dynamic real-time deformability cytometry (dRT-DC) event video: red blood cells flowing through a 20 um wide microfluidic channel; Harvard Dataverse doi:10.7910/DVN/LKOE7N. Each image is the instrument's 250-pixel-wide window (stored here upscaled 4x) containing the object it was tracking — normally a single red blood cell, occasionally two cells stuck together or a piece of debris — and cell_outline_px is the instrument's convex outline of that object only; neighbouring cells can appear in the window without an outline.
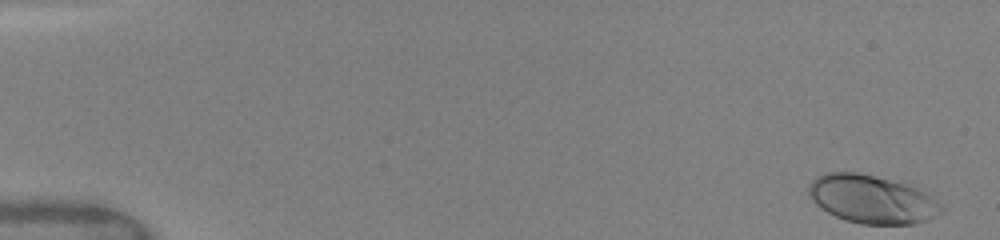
{"species": "human", "species_latin": "Homo sapiens", "temperature_condition": "warm", "stored_images_in_passage": 8, "camera_frame_rate_fps": 3000, "um_per_image_px": 0.085, "donor": {"sex": "female"}, "frame": {"image": 1, "passage_image": 1, "time_ms": 0.0, "image_size_px": [1000, 240], "cell_outline_px": [[944, 212], [928, 220], [912, 224], [860, 224], [844, 220], [820, 208], [808, 196], [808, 184], [816, 176], [824, 172], [860, 172], [908, 180], [932, 196], [944, 208]], "centroid_in_image_um": [74.16, 16.89], "position_along_channel_um": 10.8, "area_um2": 38.73}}
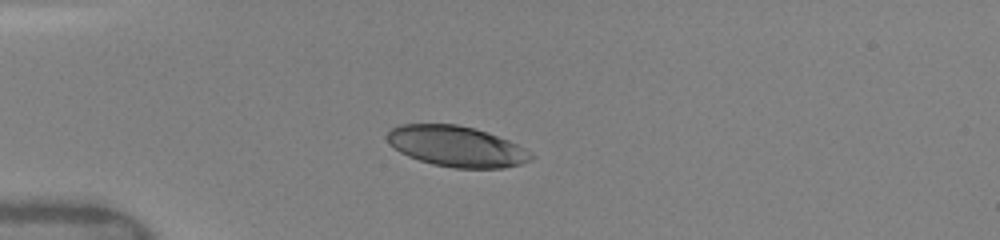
{"frame": {"image": 2, "passage_image": 7, "time_ms": 4.0, "image_size_px": [1000, 240], "cell_outline_px": [[536, 156], [532, 160], [520, 164], [504, 168], [456, 168], [432, 164], [408, 156], [400, 152], [388, 144], [388, 132], [392, 128], [400, 124], [456, 124], [488, 132], [508, 140], [532, 152]], "centroid_in_image_um": [38.83, 12.44], "position_along_channel_um": 46.2, "area_um2": 34.1}}